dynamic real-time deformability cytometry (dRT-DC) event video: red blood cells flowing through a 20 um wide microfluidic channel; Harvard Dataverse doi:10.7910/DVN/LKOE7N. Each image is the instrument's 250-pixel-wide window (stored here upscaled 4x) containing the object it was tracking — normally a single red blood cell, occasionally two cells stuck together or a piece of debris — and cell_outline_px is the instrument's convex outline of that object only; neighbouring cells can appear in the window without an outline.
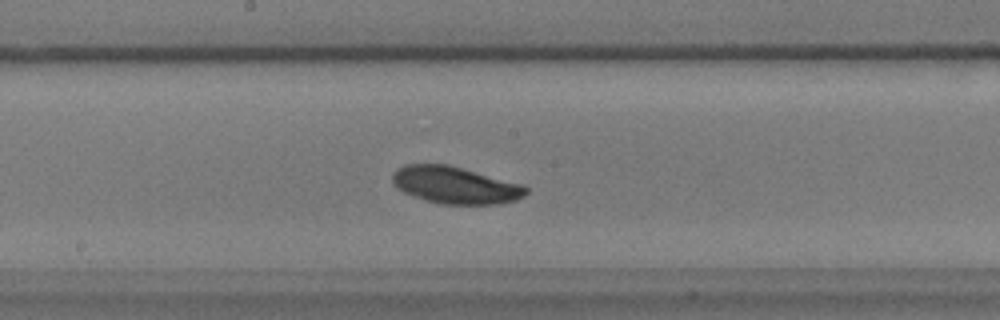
{"species": "common noctule bat (a hibernating species)", "species_latin": "Nyctalus noctula", "temperature_condition": "warm", "stored_images_in_passage": 32, "camera_frame_rate_fps": 3000, "um_per_image_px": 0.085, "animal": {"sex": "male", "body_mass_g": 17.9}, "frame": {"image": 1, "passage_image": 8, "time_ms": 2.333, "image_size_px": [1000, 320], "cell_outline_px": [[528, 192], [524, 196], [516, 200], [500, 204], [436, 204], [412, 196], [396, 188], [392, 184], [392, 176], [396, 168], [404, 164], [448, 164], [524, 184], [528, 188]], "centroid_in_image_um": [38.69, 15.74], "position_along_channel_um": 209.5, "area_um2": 29.36}}
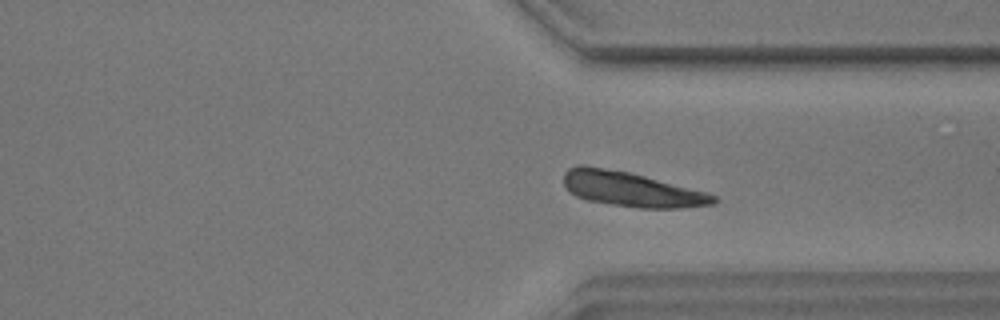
{"frame": {"image": 2, "passage_image": 21, "time_ms": 6.667, "image_size_px": [1000, 320], "cell_outline_px": [[720, 200], [716, 204], [680, 208], [636, 208], [588, 200], [576, 196], [564, 184], [564, 172], [568, 168], [576, 164], [584, 164], [628, 172], [644, 176], [704, 192], [716, 196]], "centroid_in_image_um": [53.65, 16.08], "position_along_channel_um": 357.8, "area_um2": 30.11}}
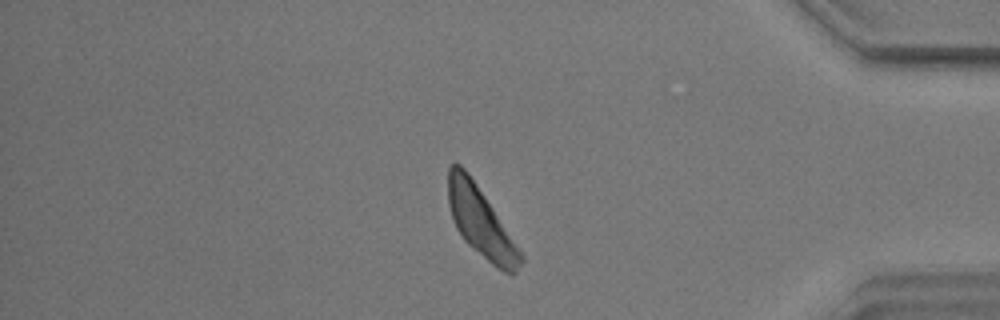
{"frame": {"image": 3, "passage_image": 27, "time_ms": 8.667, "image_size_px": [1000, 320], "cell_outline_px": [[524, 260], [516, 272], [512, 276], [496, 268], [468, 244], [464, 240], [456, 228], [452, 220], [448, 204], [448, 164], [460, 164], [468, 172], [524, 256]], "centroid_in_image_um": [40.85, 18.91], "position_along_channel_um": 394.4, "area_um2": 29.13}, "authors_computed_cell_mechanics": {"area_um2": 29.1312, "velocity_mm_per_s": 3.422, "shape_relaxation_time_tau1_ms": 0.7936, "shape_relaxation_time_tau2_ms": null, "deformation_change_tau1": 0.2296, "deformation_change_tau2": null}}